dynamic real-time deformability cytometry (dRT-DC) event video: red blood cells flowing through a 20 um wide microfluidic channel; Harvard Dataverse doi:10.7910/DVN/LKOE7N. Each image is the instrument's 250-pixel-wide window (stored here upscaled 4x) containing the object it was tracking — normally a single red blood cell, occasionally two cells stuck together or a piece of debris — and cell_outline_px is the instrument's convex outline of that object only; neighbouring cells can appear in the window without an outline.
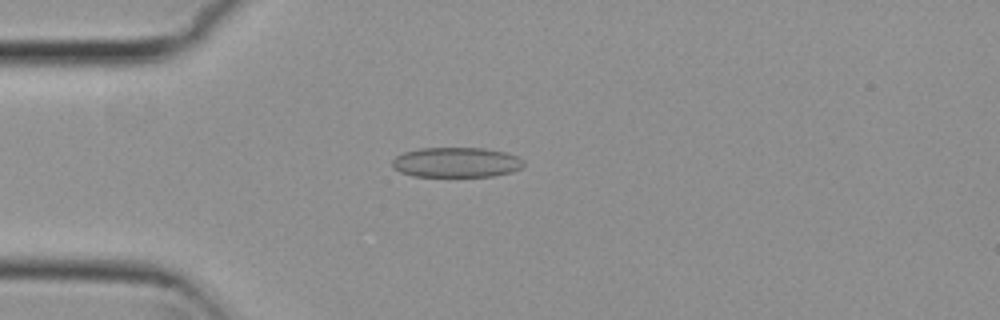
{"species": "common noctule bat (a hibernating species)", "species_latin": "Nyctalus noctula", "temperature_condition": "cold", "stored_images_in_passage": 35, "camera_frame_rate_fps": 3000, "um_per_image_px": 0.085, "animal": {"sex": "female", "body_mass_g": 29.2, "forearm_length_mm": 56.3}, "frame": {"image": 1, "passage_image": 2, "time_ms": 0.333, "image_size_px": [1000, 320], "cell_outline_px": [[524, 164], [520, 168], [512, 172], [492, 176], [412, 176], [400, 172], [392, 168], [392, 160], [396, 156], [404, 152], [420, 148], [484, 148], [508, 152], [524, 160]], "centroid_in_image_um": [38.78, 13.79], "position_along_channel_um": 46.2, "area_um2": 23.12}}
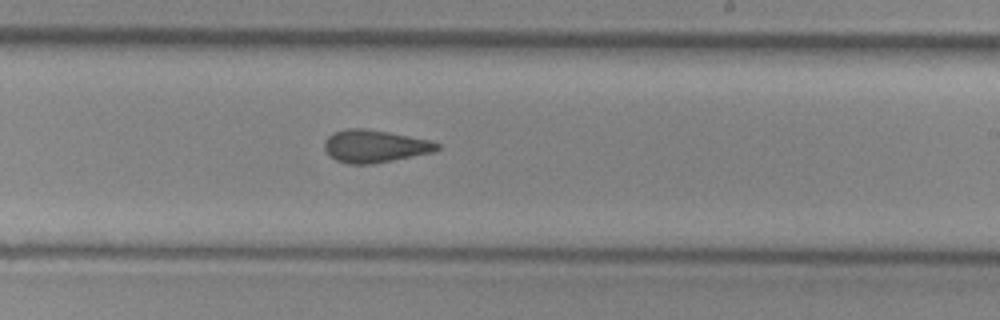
{"frame": {"image": 2, "passage_image": 20, "time_ms": 6.333, "image_size_px": [1000, 320], "cell_outline_px": [[440, 148], [432, 152], [372, 164], [348, 164], [336, 160], [328, 156], [324, 148], [324, 140], [328, 136], [336, 132], [348, 128], [364, 128], [388, 132], [428, 140], [440, 144]], "centroid_in_image_um": [31.8, 12.43], "position_along_channel_um": 257.2, "area_um2": 21.21}}
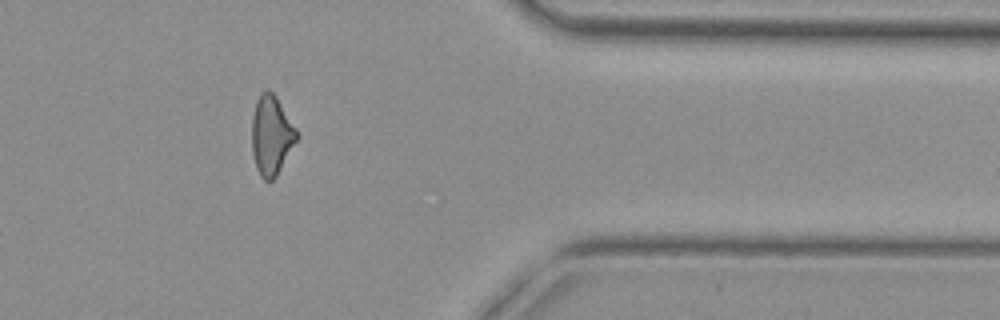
{"frame": {"image": 3, "passage_image": 32, "time_ms": 10.333, "image_size_px": [1000, 320], "cell_outline_px": [[300, 136], [276, 176], [272, 180], [264, 180], [260, 176], [256, 168], [252, 152], [252, 116], [256, 100], [260, 92], [264, 88], [268, 88], [276, 96], [296, 128]], "centroid_in_image_um": [23.06, 11.47], "position_along_channel_um": 388.3, "area_um2": 20.98}, "authors_computed_cell_mechanics": {"area_um2": 21.4438, "velocity_mm_per_s": 3.7807, "shape_relaxation_time_tau1_ms": null, "shape_relaxation_time_tau2_ms": 2.3359, "deformation_change_tau1": null, "deformation_change_tau2": 0.0918}}